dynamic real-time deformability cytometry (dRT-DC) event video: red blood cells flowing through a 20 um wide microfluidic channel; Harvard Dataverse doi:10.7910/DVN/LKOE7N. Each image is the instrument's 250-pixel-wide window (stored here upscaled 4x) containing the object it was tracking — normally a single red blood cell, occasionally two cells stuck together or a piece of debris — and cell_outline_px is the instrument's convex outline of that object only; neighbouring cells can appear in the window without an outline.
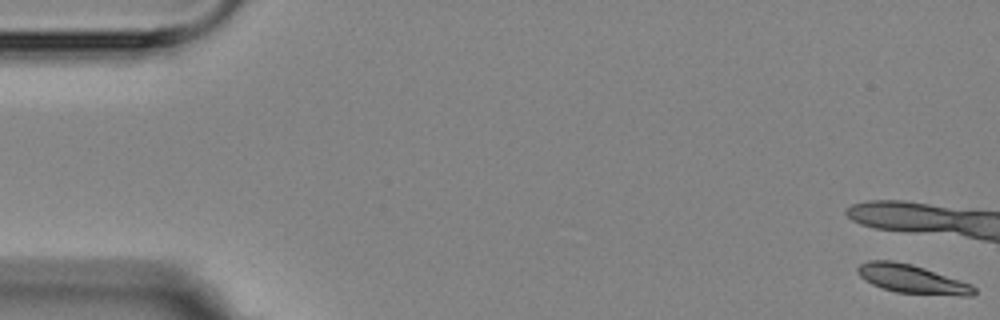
{"species": "Egyptian fruit bat (a non-hibernating species)", "species_latin": "Rousettus aegyptiacus", "temperature_condition": "room temperature", "stored_images_in_passage": 2, "camera_frame_rate_fps": 3000, "um_per_image_px": 0.085, "animal": {"sex": "female"}, "frame": {"image": 1, "passage_image": 1, "time_ms": 0.0, "image_size_px": [1000, 320], "cell_outline_px": [[976, 292], [972, 296], [960, 296], [896, 292], [872, 284], [864, 280], [856, 272], [856, 268], [860, 264], [868, 260], [892, 260], [912, 264], [972, 284], [976, 288]], "centroid_in_image_um": [77.52, 23.71], "position_along_channel_um": 7.5, "area_um2": 19.48}}